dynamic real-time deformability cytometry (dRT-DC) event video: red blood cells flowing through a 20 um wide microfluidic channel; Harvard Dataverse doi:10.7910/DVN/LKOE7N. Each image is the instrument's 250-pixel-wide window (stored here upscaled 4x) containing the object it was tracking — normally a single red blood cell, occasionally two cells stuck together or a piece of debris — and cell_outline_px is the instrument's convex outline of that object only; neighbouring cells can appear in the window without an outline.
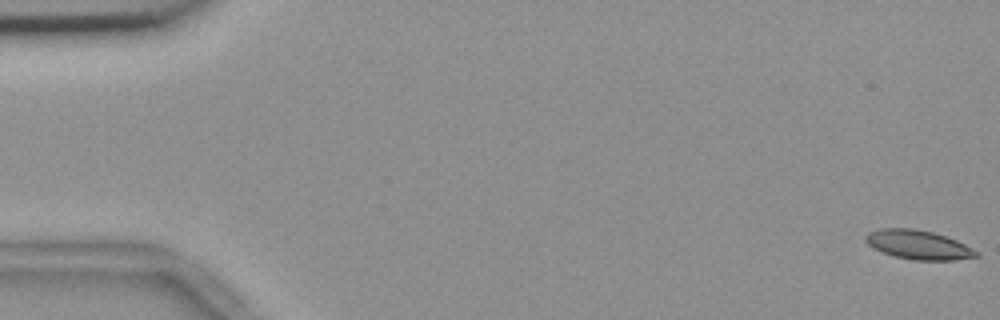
{"species": "common noctule bat (a hibernating species)", "species_latin": "Nyctalus noctula", "temperature_condition": "room temperature", "stored_images_in_passage": 18, "camera_frame_rate_fps": 3000, "um_per_image_px": 0.085, "animal": {"sex": "female", "body_mass_g": 18.4}, "frame": {"image": 1, "passage_image": 1, "time_ms": 0.0, "image_size_px": [1000, 320], "cell_outline_px": [[980, 256], [956, 260], [912, 260], [880, 252], [872, 248], [864, 240], [864, 236], [868, 232], [880, 228], [912, 228], [932, 232], [956, 240], [980, 252]], "centroid_in_image_um": [78.03, 20.81], "position_along_channel_um": 7.0, "area_um2": 18.9}}